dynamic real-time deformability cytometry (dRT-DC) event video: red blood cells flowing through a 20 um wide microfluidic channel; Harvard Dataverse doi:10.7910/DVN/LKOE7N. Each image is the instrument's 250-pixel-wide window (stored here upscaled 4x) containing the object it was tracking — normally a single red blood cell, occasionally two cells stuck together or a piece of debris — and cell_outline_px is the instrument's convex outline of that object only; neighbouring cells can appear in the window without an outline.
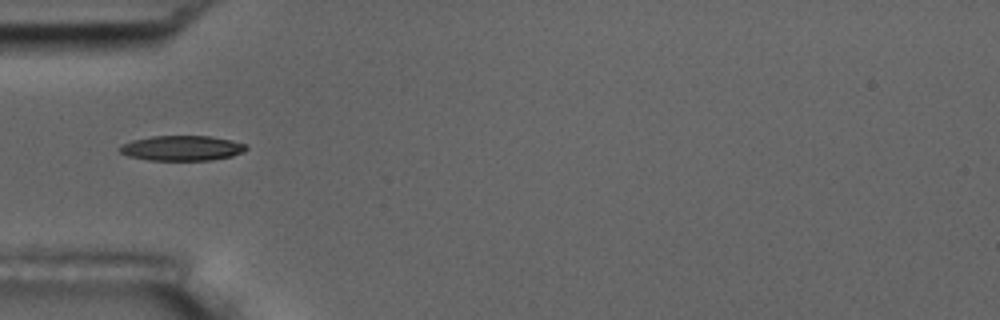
{"species": "common noctule bat (a hibernating species)", "species_latin": "Nyctalus noctula", "temperature_condition": "room temperature", "stored_images_in_passage": 10, "camera_frame_rate_fps": 3000, "um_per_image_px": 0.085, "animal": {"sex": "male", "body_mass_g": 17.5, "forearm_length_mm": 52.3}, "frame": {"image": 1, "passage_image": 4, "time_ms": 4.667, "image_size_px": [1000, 320], "cell_outline_px": [[248, 148], [244, 152], [232, 156], [212, 160], [148, 160], [128, 156], [120, 152], [116, 148], [132, 140], [152, 136], [212, 136], [232, 140], [248, 144]], "centroid_in_image_um": [15.5, 12.59], "position_along_channel_um": 69.5, "area_um2": 18.67}}
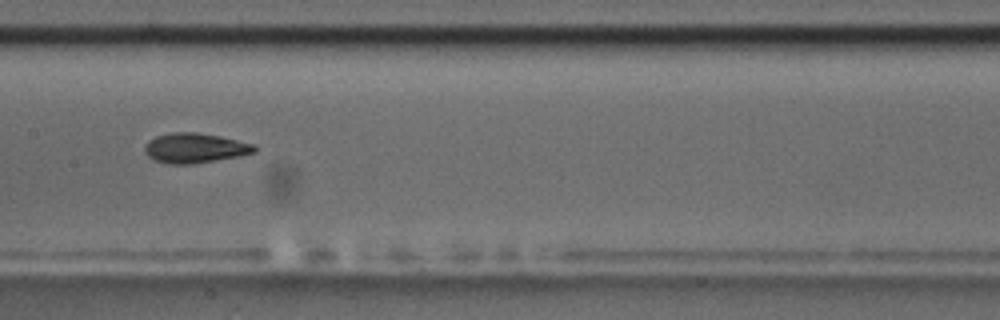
{"frame": {"image": 2, "passage_image": 7, "time_ms": 8.0, "image_size_px": [1000, 320], "cell_outline_px": [[256, 152], [240, 156], [192, 164], [168, 164], [152, 160], [144, 152], [144, 148], [148, 140], [156, 136], [172, 132], [196, 132], [220, 136], [256, 144]], "centroid_in_image_um": [16.56, 12.58], "position_along_channel_um": 190.8, "area_um2": 19.31}}
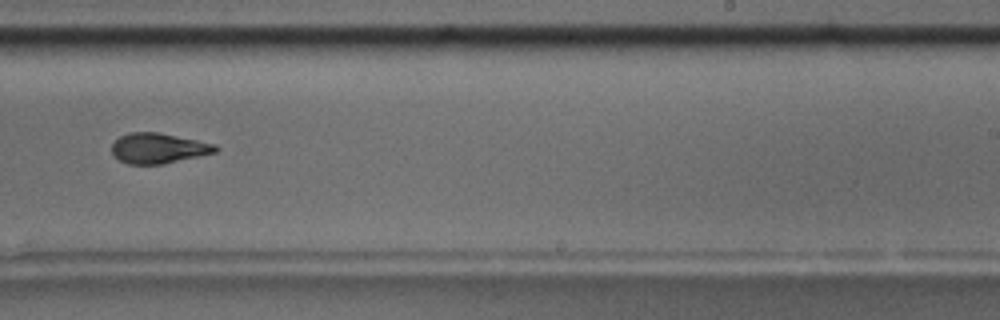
{"frame": {"image": 3, "passage_image": 9, "time_ms": 10.333, "image_size_px": [1000, 320], "cell_outline_px": [[220, 148], [216, 152], [164, 164], [128, 164], [112, 156], [112, 144], [120, 136], [128, 132], [160, 132], [216, 144]], "centroid_in_image_um": [13.46, 12.59], "position_along_channel_um": 275.5, "area_um2": 18.44}}